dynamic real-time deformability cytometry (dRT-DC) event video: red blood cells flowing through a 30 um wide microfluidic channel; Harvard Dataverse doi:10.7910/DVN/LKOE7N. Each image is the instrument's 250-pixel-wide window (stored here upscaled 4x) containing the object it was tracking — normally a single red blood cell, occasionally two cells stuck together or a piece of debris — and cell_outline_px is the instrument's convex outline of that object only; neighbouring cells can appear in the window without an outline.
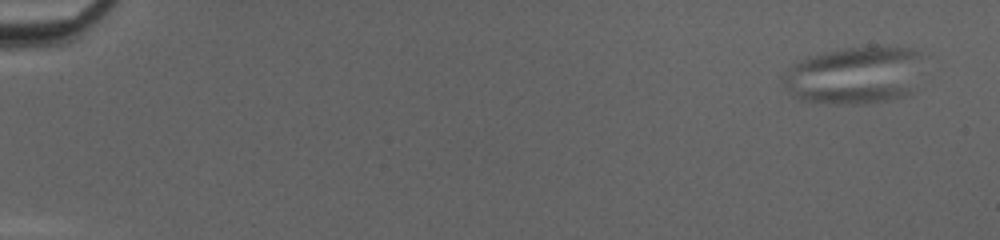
{"species": "common noctule bat (a hibernating species)", "species_latin": "Nyctalus noctula", "temperature_condition": "cold", "stored_images_in_passage": 57, "camera_frame_rate_fps": 3000, "um_per_image_px": 0.085, "animal": {"sex": "female", "body_mass_g": 20.0, "forearm_length_mm": 54.0}, "frame": {"image": 1, "passage_image": 4, "time_ms": 1.0, "image_size_px": [1000, 240], "cell_outline_px": [[912, 92], [904, 96], [888, 100], [864, 104], [828, 104], [800, 100], [792, 96], [792, 88], [908, 88]], "centroid_in_image_um": [72.12, 8.08], "position_along_channel_um": 12.9, "area_um2": 11.44}}